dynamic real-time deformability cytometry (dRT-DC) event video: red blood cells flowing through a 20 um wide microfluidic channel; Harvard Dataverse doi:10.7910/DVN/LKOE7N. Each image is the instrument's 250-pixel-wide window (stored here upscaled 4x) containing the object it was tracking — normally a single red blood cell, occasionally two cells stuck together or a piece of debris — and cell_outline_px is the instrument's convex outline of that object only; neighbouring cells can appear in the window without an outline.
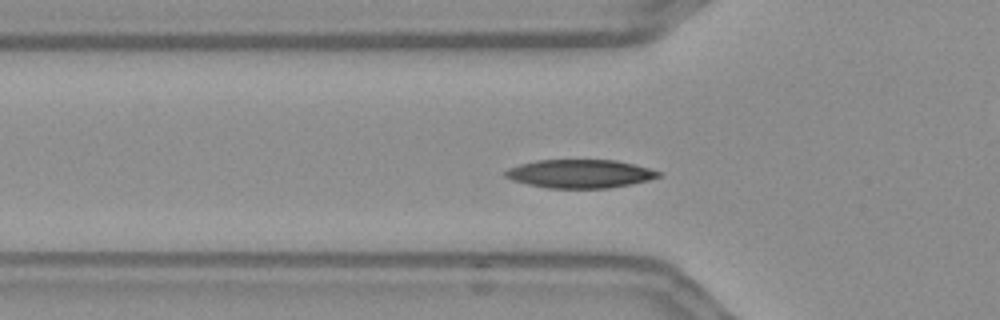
{"species": "Egyptian fruit bat (a non-hibernating species)", "species_latin": "Rousettus aegyptiacus", "temperature_condition": "warm", "stored_images_in_passage": 55, "camera_frame_rate_fps": 3000, "um_per_image_px": 0.085, "frame": {"image": 1, "passage_image": 17, "time_ms": 5.333, "image_size_px": [1000, 320], "cell_outline_px": [[664, 176], [632, 184], [608, 188], [548, 188], [528, 184], [512, 180], [504, 176], [504, 172], [508, 168], [520, 164], [536, 160], [616, 160], [648, 168], [660, 172]], "centroid_in_image_um": [49.3, 14.77], "position_along_channel_um": 76.5, "area_um2": 25.37}}
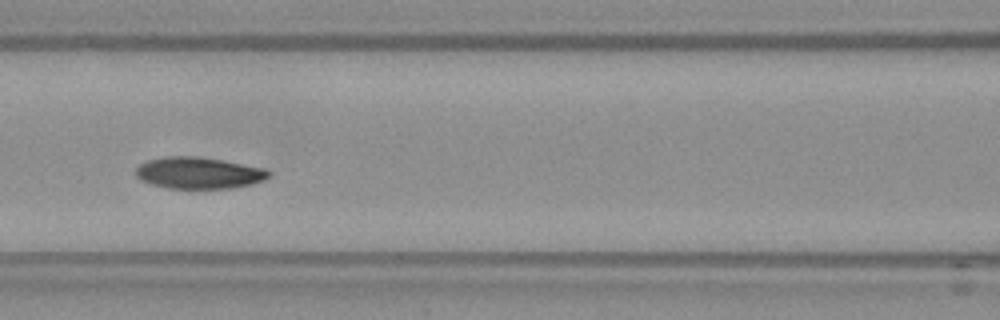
{"frame": {"image": 2, "passage_image": 23, "time_ms": 7.333, "image_size_px": [1000, 320], "cell_outline_px": [[272, 176], [264, 180], [252, 184], [232, 188], [168, 188], [152, 184], [140, 180], [136, 176], [136, 168], [140, 164], [148, 160], [164, 156], [196, 156], [224, 160], [264, 168], [272, 172]], "centroid_in_image_um": [16.92, 14.69], "position_along_channel_um": 149.7, "area_um2": 24.62}}
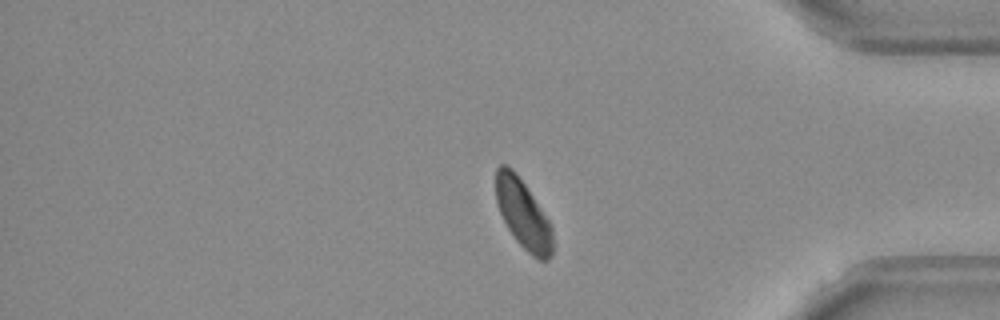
{"frame": {"image": 3, "passage_image": 45, "time_ms": 14.667, "image_size_px": [1000, 320], "cell_outline_px": [[552, 256], [548, 260], [540, 260], [532, 256], [516, 240], [508, 228], [500, 212], [496, 200], [496, 168], [500, 164], [508, 164], [516, 172], [552, 224]], "centroid_in_image_um": [44.47, 18.18], "position_along_channel_um": 390.7, "area_um2": 22.77}, "authors_computed_cell_mechanics": {"area_um2": 24.3916, "velocity_mm_per_s": 3.6169, "shape_relaxation_time_tau1_ms": 2.0129, "shape_relaxation_time_tau2_ms": null, "deformation_change_tau1": 0.1036, "deformation_change_tau2": null}}